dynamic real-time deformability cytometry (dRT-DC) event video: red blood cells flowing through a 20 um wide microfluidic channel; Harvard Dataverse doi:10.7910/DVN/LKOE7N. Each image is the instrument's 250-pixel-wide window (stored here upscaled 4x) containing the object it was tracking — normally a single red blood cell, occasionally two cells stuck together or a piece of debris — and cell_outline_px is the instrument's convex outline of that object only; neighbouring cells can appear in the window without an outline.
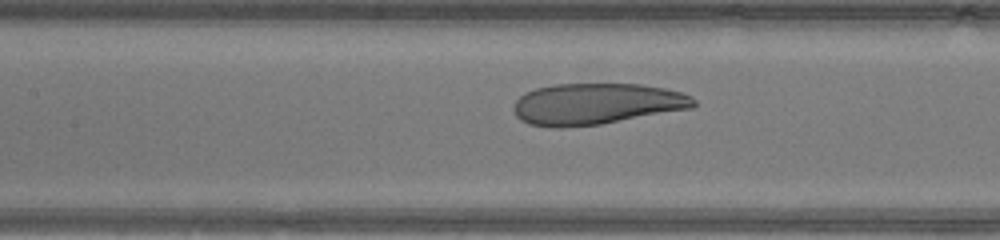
{"species": "human", "species_latin": "Homo sapiens", "temperature_condition": "warm", "stored_images_in_passage": 9, "camera_frame_rate_fps": 3000, "um_per_image_px": 0.085, "donor": {"sex": "male"}, "frame": {"image": 1, "passage_image": 7, "time_ms": 2.0, "image_size_px": [1000, 240], "cell_outline_px": [[696, 104], [692, 108], [600, 124], [560, 128], [552, 128], [528, 124], [520, 120], [516, 116], [512, 108], [516, 100], [524, 92], [536, 88], [556, 84], [640, 84], [664, 88], [680, 92], [692, 96], [696, 100]], "centroid_in_image_um": [50.65, 8.83], "position_along_channel_um": 156.7, "area_um2": 43.47}}